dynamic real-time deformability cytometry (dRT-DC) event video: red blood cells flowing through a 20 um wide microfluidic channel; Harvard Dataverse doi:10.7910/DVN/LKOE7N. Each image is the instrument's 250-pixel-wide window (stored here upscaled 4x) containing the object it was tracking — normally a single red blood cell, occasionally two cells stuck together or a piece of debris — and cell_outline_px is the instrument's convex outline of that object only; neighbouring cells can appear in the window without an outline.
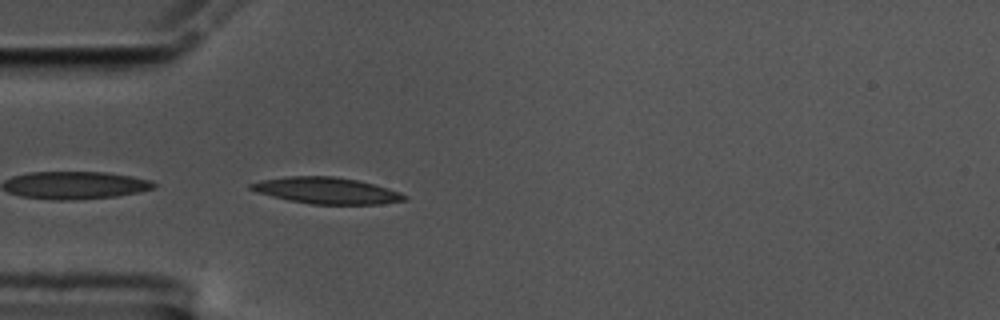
{"species": "common noctule bat (a hibernating species)", "species_latin": "Nyctalus noctula", "temperature_condition": "cold", "stored_images_in_passage": 5, "camera_frame_rate_fps": 3000, "um_per_image_px": 0.085, "animal": {"sex": "male", "body_mass_g": 17.5, "forearm_length_mm": 52.3}, "frame": {"image": 1, "passage_image": 1, "time_ms": 0.0, "image_size_px": [1000, 320], "cell_outline_px": [[408, 200], [380, 204], [312, 204], [288, 200], [256, 192], [248, 188], [248, 184], [264, 180], [284, 176], [332, 176], [356, 180], [388, 188], [400, 192], [408, 196]], "centroid_in_image_um": [27.76, 16.2], "position_along_channel_um": 57.2, "area_um2": 23.52}}